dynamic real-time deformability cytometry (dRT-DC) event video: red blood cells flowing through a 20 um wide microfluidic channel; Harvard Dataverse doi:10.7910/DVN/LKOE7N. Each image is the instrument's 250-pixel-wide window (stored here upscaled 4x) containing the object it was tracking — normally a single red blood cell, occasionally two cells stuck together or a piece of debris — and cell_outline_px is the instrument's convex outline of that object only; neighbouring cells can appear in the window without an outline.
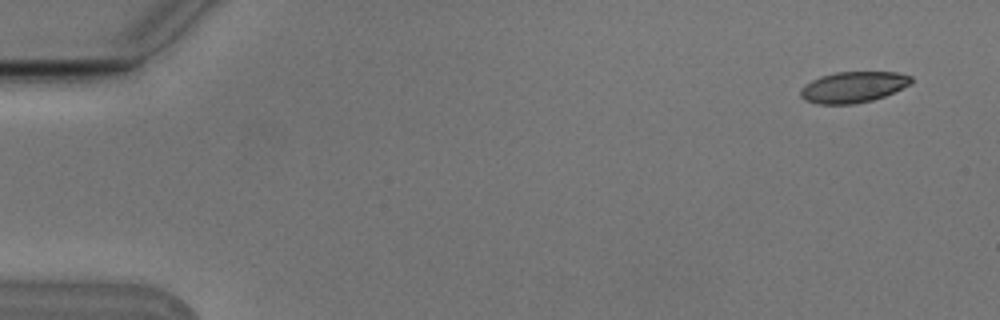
{"species": "Egyptian fruit bat (a non-hibernating species)", "species_latin": "Rousettus aegyptiacus", "temperature_condition": "cold", "stored_images_in_passage": 5, "segment_of_instrument_passage": [2, 2], "camera_frame_rate_fps": 3000, "um_per_image_px": 0.085, "animal": {"sex": "male"}, "frame": {"image": 1, "passage_image": 5, "time_ms": 1.333, "image_size_px": [1000, 320], "cell_outline_px": [[912, 80], [908, 84], [884, 96], [872, 100], [852, 104], [816, 104], [804, 100], [800, 96], [800, 88], [804, 84], [820, 76], [836, 72], [896, 72], [912, 76]], "centroid_in_image_um": [72.45, 7.4], "position_along_channel_um": 12.6, "area_um2": 19.88}}